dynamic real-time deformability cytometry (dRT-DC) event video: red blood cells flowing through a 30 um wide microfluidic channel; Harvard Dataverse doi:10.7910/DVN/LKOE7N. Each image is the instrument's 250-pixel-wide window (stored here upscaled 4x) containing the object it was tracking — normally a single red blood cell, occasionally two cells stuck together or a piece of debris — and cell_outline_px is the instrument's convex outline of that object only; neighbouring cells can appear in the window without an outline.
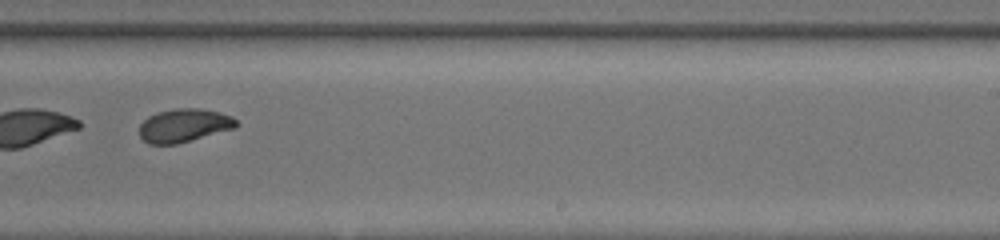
{"species": "common noctule bat (a hibernating species)", "species_latin": "Nyctalus noctula", "temperature_condition": "room temperature", "stored_images_in_passage": 50, "segment_of_instrument_passage": [2, 2], "camera_frame_rate_fps": 3000, "um_per_image_px": 0.085, "animal": {"sex": "female", "body_mass_g": 20.0, "forearm_length_mm": 54.0}, "frame": {"image": 1, "passage_image": 35, "time_ms": 11.333, "image_size_px": [1000, 240], "cell_outline_px": [[240, 124], [236, 128], [176, 144], [148, 144], [140, 136], [140, 124], [148, 116], [156, 112], [176, 108], [200, 108], [220, 112], [232, 116]], "centroid_in_image_um": [15.66, 10.65], "position_along_channel_um": 273.3, "area_um2": 18.96}}
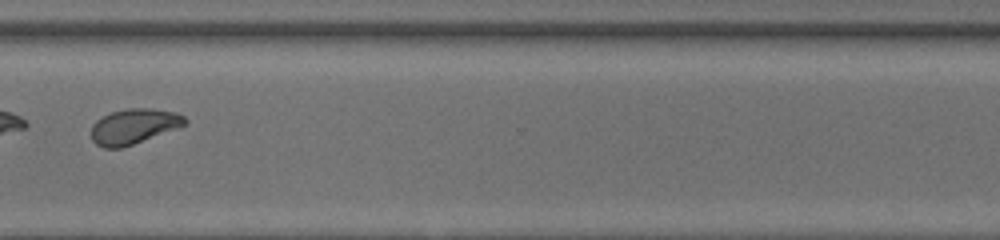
{"frame": {"image": 2, "passage_image": 41, "time_ms": 13.333, "image_size_px": [1000, 240], "cell_outline_px": [[188, 124], [180, 128], [120, 148], [104, 148], [96, 144], [92, 140], [92, 124], [96, 120], [112, 112], [128, 108], [152, 108], [176, 112], [184, 116], [188, 120]], "centroid_in_image_um": [11.42, 10.73], "position_along_channel_um": 359.2, "area_um2": 19.31}}